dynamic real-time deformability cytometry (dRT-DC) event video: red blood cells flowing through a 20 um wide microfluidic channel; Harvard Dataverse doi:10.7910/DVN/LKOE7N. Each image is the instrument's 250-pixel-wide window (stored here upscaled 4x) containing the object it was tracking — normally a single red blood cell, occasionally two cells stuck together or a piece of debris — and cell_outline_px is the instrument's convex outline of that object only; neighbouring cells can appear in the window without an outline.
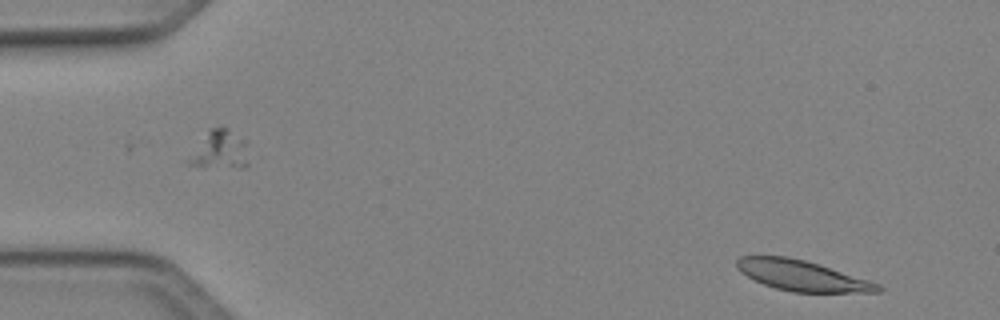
{"species": "Egyptian fruit bat (a non-hibernating species)", "species_latin": "Rousettus aegyptiacus", "temperature_condition": "cold", "stored_images_in_passage": 49, "camera_frame_rate_fps": 3000, "um_per_image_px": 0.085, "animal": {"sex": "female"}, "frame": {"image": 1, "passage_image": 2, "time_ms": 0.333, "image_size_px": [1000, 320], "cell_outline_px": [[884, 288], [880, 292], [792, 292], [776, 288], [764, 284], [740, 272], [736, 268], [736, 260], [740, 256], [788, 256], [804, 260], [868, 280], [880, 284]], "centroid_in_image_um": [68.15, 23.43], "position_along_channel_um": 16.8, "area_um2": 24.74}}
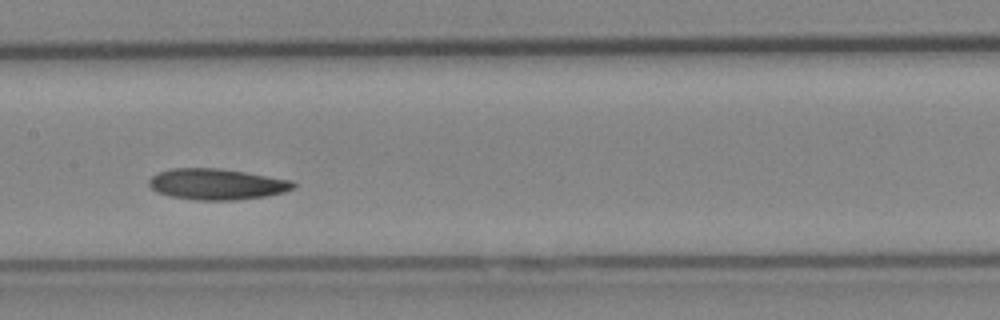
{"frame": {"image": 2, "passage_image": 23, "time_ms": 7.333, "image_size_px": [1000, 320], "cell_outline_px": [[296, 184], [292, 188], [284, 192], [264, 196], [236, 200], [196, 200], [172, 196], [156, 192], [148, 184], [148, 180], [156, 172], [172, 168], [216, 168], [244, 172], [292, 180]], "centroid_in_image_um": [18.38, 15.65], "position_along_channel_um": 189.0, "area_um2": 25.95}}
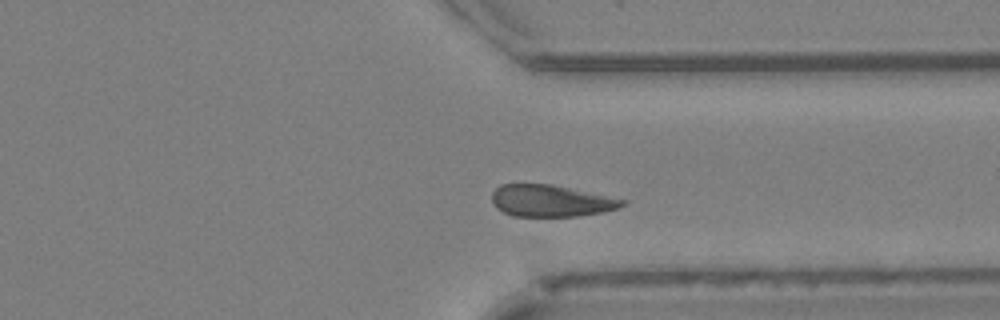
{"frame": {"image": 3, "passage_image": 36, "time_ms": 11.667, "image_size_px": [1000, 320], "cell_outline_px": [[624, 204], [616, 208], [604, 212], [580, 216], [512, 216], [496, 208], [492, 200], [492, 192], [500, 184], [552, 184], [624, 200]], "centroid_in_image_um": [46.76, 17.07], "position_along_channel_um": 364.6, "area_um2": 23.87}, "authors_computed_cell_mechanics": {"area_um2": 25.9522, "velocity_mm_per_s": 4.0373, "shape_relaxation_time_tau1_ms": 5.2964, "shape_relaxation_time_tau2_ms": null, "deformation_change_tau1": 0.1233, "deformation_change_tau2": null}}